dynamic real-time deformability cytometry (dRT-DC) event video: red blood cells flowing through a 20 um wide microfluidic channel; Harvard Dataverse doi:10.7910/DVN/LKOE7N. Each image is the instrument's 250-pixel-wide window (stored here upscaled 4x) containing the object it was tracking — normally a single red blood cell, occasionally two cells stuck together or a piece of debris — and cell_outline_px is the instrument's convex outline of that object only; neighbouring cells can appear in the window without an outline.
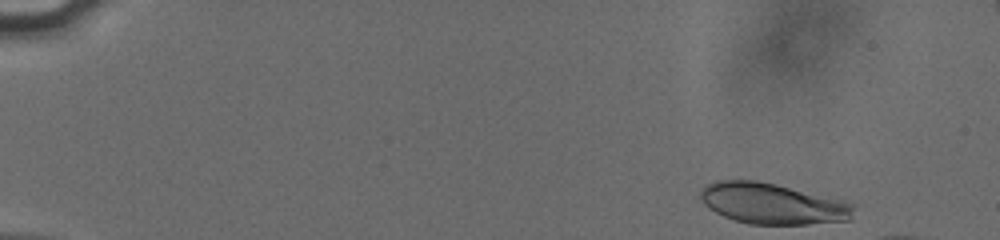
{"species": "human", "species_latin": "Homo sapiens", "temperature_condition": "cold", "stored_images_in_passage": 44, "camera_frame_rate_fps": 3000, "um_per_image_px": 0.085, "donor": {"sex": "male"}, "frame": {"image": 1, "passage_image": 1, "time_ms": 0.0, "image_size_px": [1000, 240], "cell_outline_px": [[856, 204], [852, 220], [808, 224], [748, 224], [724, 216], [708, 208], [704, 204], [700, 196], [700, 188], [716, 180], [756, 180], [776, 184], [844, 200]], "centroid_in_image_um": [65.69, 17.3], "position_along_channel_um": 19.3, "area_um2": 36.76}}
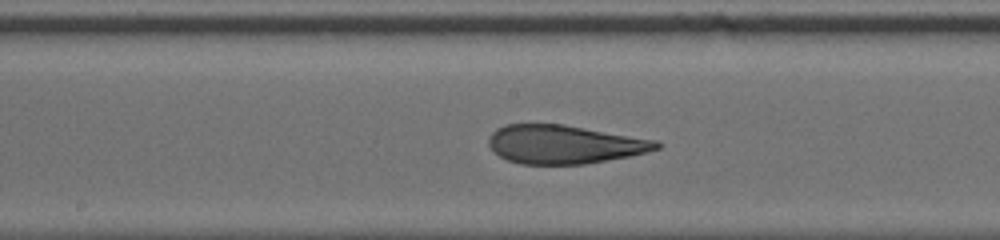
{"frame": {"image": 2, "passage_image": 26, "time_ms": 8.333, "image_size_px": [1000, 240], "cell_outline_px": [[664, 144], [660, 148], [648, 152], [628, 156], [584, 164], [520, 164], [508, 160], [500, 156], [488, 144], [488, 140], [492, 132], [496, 128], [504, 124], [564, 124], [660, 140]], "centroid_in_image_um": [48.02, 12.26], "position_along_channel_um": 200.2, "area_um2": 37.97}}
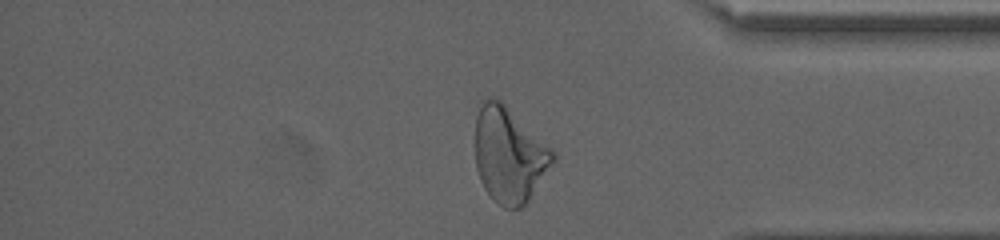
{"frame": {"image": 3, "passage_image": 42, "time_ms": 13.667, "image_size_px": [1000, 240], "cell_outline_px": [[556, 160], [528, 204], [520, 208], [504, 208], [492, 200], [484, 188], [480, 180], [476, 168], [476, 116], [480, 100], [496, 96], [552, 148], [556, 152]], "centroid_in_image_um": [43.3, 13.19], "position_along_channel_um": 391.9, "area_um2": 43.87}, "authors_computed_cell_mechanics": {"area_um2": 38.5237, "velocity_mm_per_s": 3.8222, "shape_relaxation_time_tau1_ms": 6.8205, "shape_relaxation_time_tau2_ms": 1.3879, "deformation_change_tau1": 0.1973, "deformation_change_tau2": 0.0983}}